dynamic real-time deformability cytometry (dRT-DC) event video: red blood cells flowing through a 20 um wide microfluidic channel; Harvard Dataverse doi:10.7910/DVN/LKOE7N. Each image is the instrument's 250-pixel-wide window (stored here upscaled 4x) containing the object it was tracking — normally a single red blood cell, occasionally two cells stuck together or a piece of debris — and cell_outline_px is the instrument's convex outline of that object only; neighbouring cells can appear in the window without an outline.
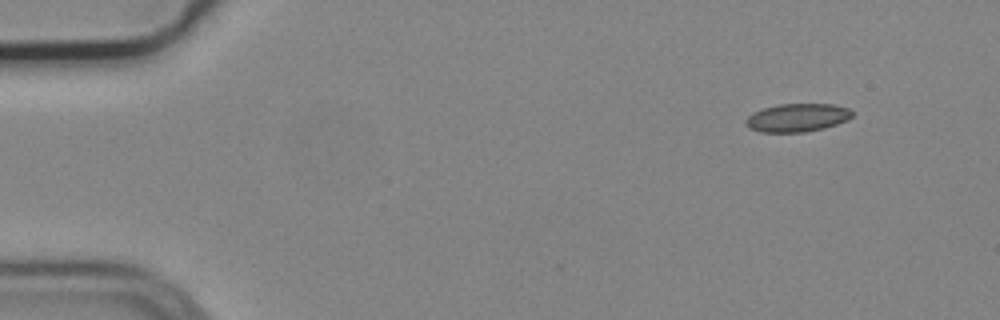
{"species": "common noctule bat (a hibernating species)", "species_latin": "Nyctalus noctula", "temperature_condition": "cold", "stored_images_in_passage": 3, "camera_frame_rate_fps": 3000, "um_per_image_px": 0.085, "animal": {"sex": "male", "body_mass_g": 19.2, "forearm_length_mm": 51.8}, "frame": {"image": 1, "passage_image": 1, "time_ms": 0.0, "image_size_px": [1000, 320], "cell_outline_px": [[852, 116], [848, 120], [824, 128], [804, 132], [760, 132], [748, 128], [744, 124], [744, 120], [752, 112], [776, 104], [832, 104], [848, 108], [852, 112]], "centroid_in_image_um": [67.72, 10.0], "position_along_channel_um": 17.3, "area_um2": 17.63}}
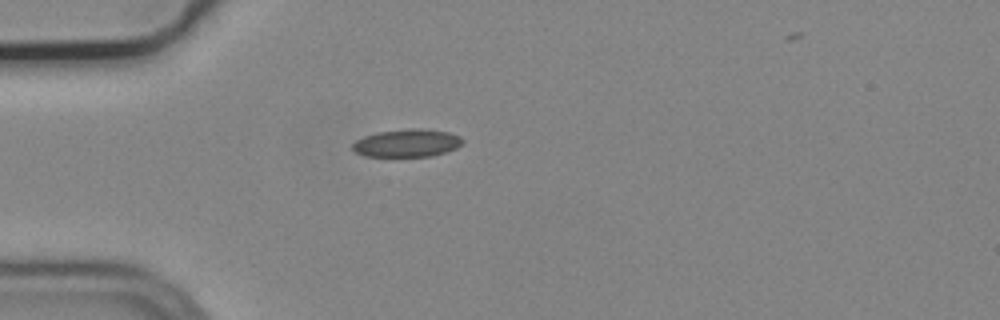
{"frame": {"image": 2, "passage_image": 3, "time_ms": 0.667, "image_size_px": [1000, 320], "cell_outline_px": [[464, 140], [456, 148], [432, 156], [364, 156], [356, 152], [352, 148], [352, 144], [356, 140], [364, 136], [376, 132], [408, 128], [420, 128], [448, 132], [460, 136]], "centroid_in_image_um": [34.58, 12.15], "position_along_channel_um": 50.4, "area_um2": 17.8}}